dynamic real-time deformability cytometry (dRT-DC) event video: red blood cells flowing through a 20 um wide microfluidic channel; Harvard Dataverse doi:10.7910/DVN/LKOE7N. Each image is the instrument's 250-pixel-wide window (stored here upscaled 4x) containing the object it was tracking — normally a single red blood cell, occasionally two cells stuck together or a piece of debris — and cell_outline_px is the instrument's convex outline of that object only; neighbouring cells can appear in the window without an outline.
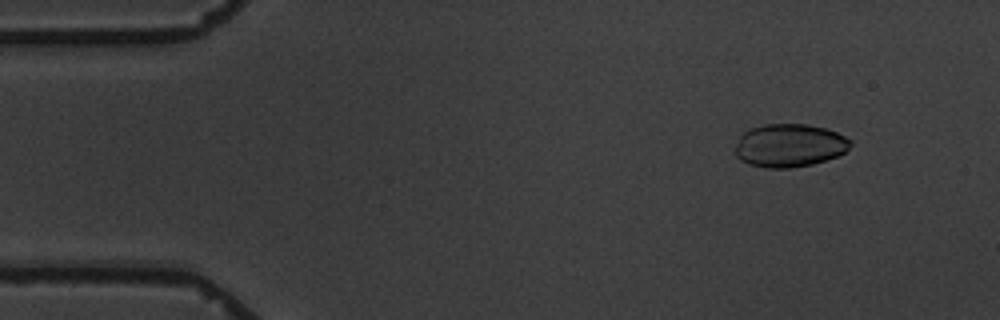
{"species": "common noctule bat (a hibernating species)", "species_latin": "Nyctalus noctula", "temperature_condition": "warm", "stored_images_in_passage": 4, "camera_frame_rate_fps": 3000, "um_per_image_px": 0.085, "animal": {"sex": "male", "body_mass_g": 19.5, "forearm_length_mm": 54.6}, "frame": {"image": 1, "passage_image": 1, "time_ms": 0.0, "image_size_px": [1000, 320], "cell_outline_px": [[852, 144], [844, 152], [836, 156], [812, 164], [788, 168], [764, 168], [748, 164], [740, 160], [736, 156], [736, 144], [740, 136], [744, 132], [752, 128], [764, 124], [808, 124], [824, 128], [836, 132], [852, 140]], "centroid_in_image_um": [67.09, 12.36], "position_along_channel_um": 17.9, "area_um2": 28.9}}
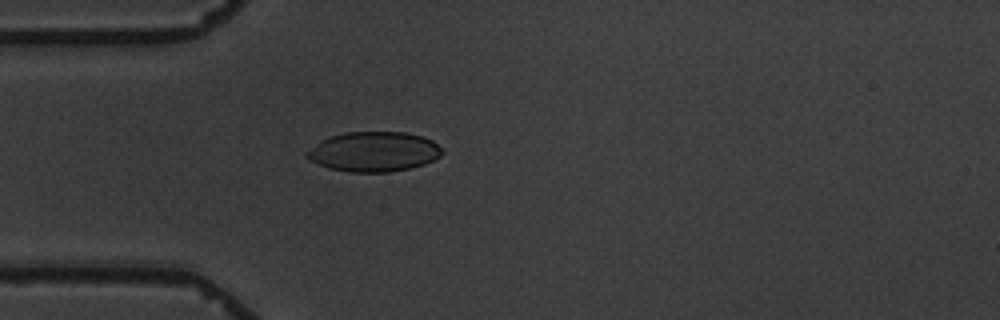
{"frame": {"image": 2, "passage_image": 4, "time_ms": 3.333, "image_size_px": [1000, 320], "cell_outline_px": [[444, 152], [440, 156], [424, 164], [408, 168], [388, 172], [348, 172], [328, 168], [308, 160], [304, 156], [304, 152], [320, 140], [344, 132], [404, 132], [420, 136], [432, 140], [444, 148]], "centroid_in_image_um": [31.74, 12.89], "position_along_channel_um": 53.3, "area_um2": 31.62}}